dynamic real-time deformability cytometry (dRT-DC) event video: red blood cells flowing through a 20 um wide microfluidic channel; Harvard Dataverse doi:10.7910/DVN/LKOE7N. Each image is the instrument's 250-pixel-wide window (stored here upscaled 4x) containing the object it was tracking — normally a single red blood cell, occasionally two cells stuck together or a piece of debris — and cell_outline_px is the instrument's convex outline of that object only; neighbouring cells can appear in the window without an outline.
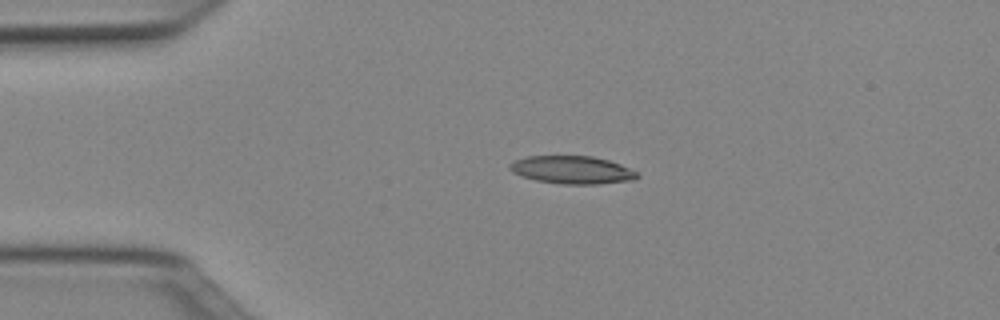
{"species": "Egyptian fruit bat (a non-hibernating species)", "species_latin": "Rousettus aegyptiacus", "temperature_condition": "cold", "stored_images_in_passage": 45, "camera_frame_rate_fps": 3000, "um_per_image_px": 0.085, "animal": {"sex": "female"}, "frame": {"image": 1, "passage_image": 6, "time_ms": 1.667, "image_size_px": [1000, 320], "cell_outline_px": [[640, 176], [636, 180], [596, 184], [560, 184], [536, 180], [512, 172], [508, 168], [508, 164], [516, 160], [528, 156], [592, 156], [608, 160], [620, 164], [640, 172]], "centroid_in_image_um": [48.68, 14.44], "position_along_channel_um": 36.3, "area_um2": 20.81}}
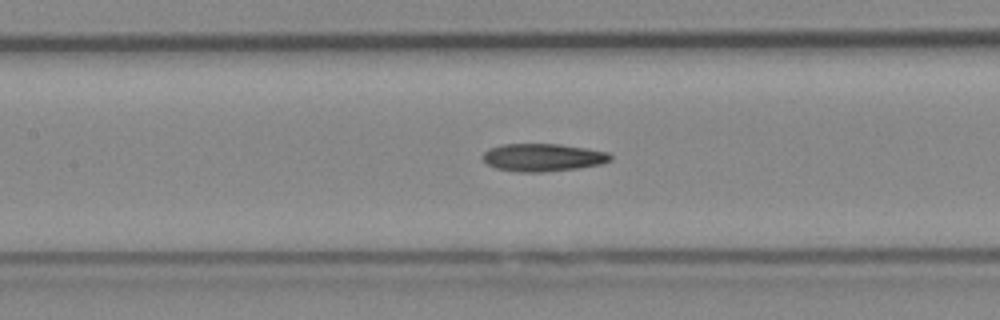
{"frame": {"image": 2, "passage_image": 18, "time_ms": 5.667, "image_size_px": [1000, 320], "cell_outline_px": [[612, 160], [600, 164], [576, 168], [544, 172], [520, 172], [496, 168], [488, 164], [480, 156], [488, 148], [504, 144], [560, 144], [588, 148], [608, 152], [612, 156]], "centroid_in_image_um": [46.14, 13.37], "position_along_channel_um": 161.3, "area_um2": 20.69}}
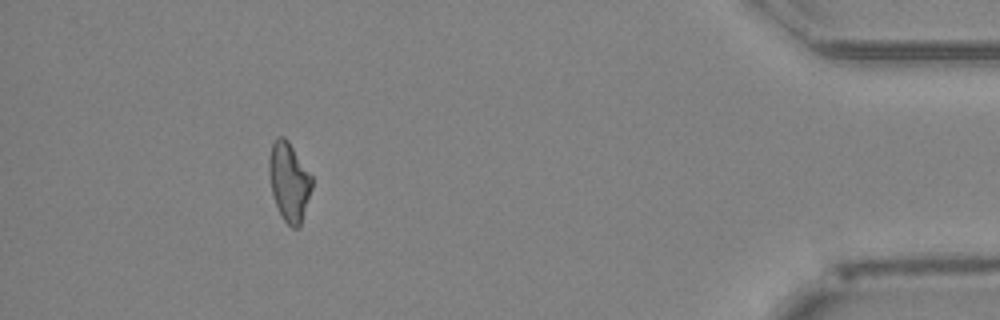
{"frame": {"image": 3, "passage_image": 41, "time_ms": 13.333, "image_size_px": [1000, 320], "cell_outline_px": [[312, 188], [300, 228], [292, 228], [284, 220], [276, 204], [272, 192], [268, 172], [268, 160], [272, 144], [276, 136], [284, 136], [288, 140], [312, 176]], "centroid_in_image_um": [24.57, 15.43], "position_along_channel_um": 410.6, "area_um2": 19.71}, "authors_computed_cell_mechanics": {"area_um2": 20.3456, "velocity_mm_per_s": 4.004, "shape_relaxation_time_tau1_ms": null, "shape_relaxation_time_tau2_ms": 7.7117, "deformation_change_tau1": null, "deformation_change_tau2": 0.1928}}